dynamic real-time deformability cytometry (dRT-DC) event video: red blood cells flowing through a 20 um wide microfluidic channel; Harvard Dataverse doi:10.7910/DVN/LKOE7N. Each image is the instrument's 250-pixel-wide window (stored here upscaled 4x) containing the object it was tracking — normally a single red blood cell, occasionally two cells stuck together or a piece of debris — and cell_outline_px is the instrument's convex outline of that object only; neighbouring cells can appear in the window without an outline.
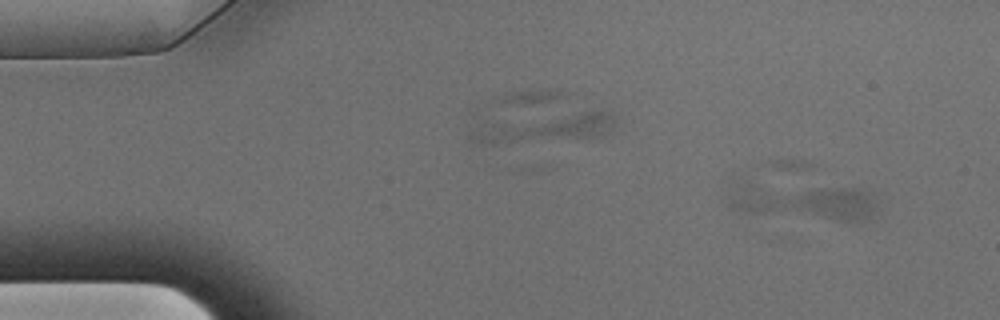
{"species": "Egyptian fruit bat (a non-hibernating species)", "species_latin": "Rousettus aegyptiacus", "temperature_condition": "warm", "stored_images_in_passage": 4, "segment_of_instrument_passage": [2, 3], "camera_frame_rate_fps": 3000, "um_per_image_px": 0.085, "animal": {"sex": "male"}, "frame": {"image": 1, "passage_image": 3, "time_ms": 0.667, "image_size_px": [1000, 320], "cell_outline_px": [[880, 200], [876, 212], [872, 216], [864, 220], [852, 224], [744, 212], [728, 208], [728, 200], [732, 172], [860, 188], [872, 192]], "centroid_in_image_um": [68.05, 16.93], "position_along_channel_um": 17.0, "area_um2": 38.73}}